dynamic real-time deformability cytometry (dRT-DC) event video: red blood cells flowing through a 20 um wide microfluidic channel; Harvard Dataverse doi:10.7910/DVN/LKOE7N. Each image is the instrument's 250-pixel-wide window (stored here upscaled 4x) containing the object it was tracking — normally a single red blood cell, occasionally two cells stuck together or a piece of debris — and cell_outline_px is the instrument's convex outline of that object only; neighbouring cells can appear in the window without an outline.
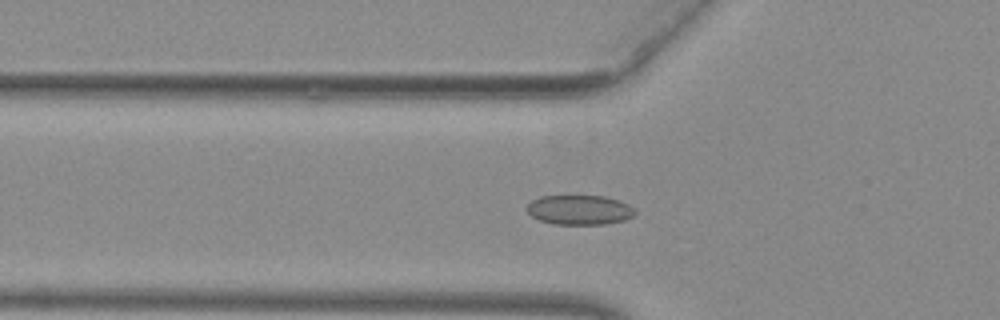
{"species": "common noctule bat (a hibernating species)", "species_latin": "Nyctalus noctula", "temperature_condition": "warm", "stored_images_in_passage": 44, "camera_frame_rate_fps": 3000, "um_per_image_px": 0.085, "animal": {"sex": "female", "body_mass_g": 29.2, "forearm_length_mm": 56.3}, "frame": {"image": 1, "passage_image": 9, "time_ms": 2.667, "image_size_px": [1000, 320], "cell_outline_px": [[636, 212], [632, 216], [624, 220], [604, 224], [552, 224], [540, 220], [532, 216], [524, 208], [532, 200], [540, 196], [604, 196], [620, 200], [628, 204]], "centroid_in_image_um": [49.23, 17.83], "position_along_channel_um": 76.6, "area_um2": 18.67}}
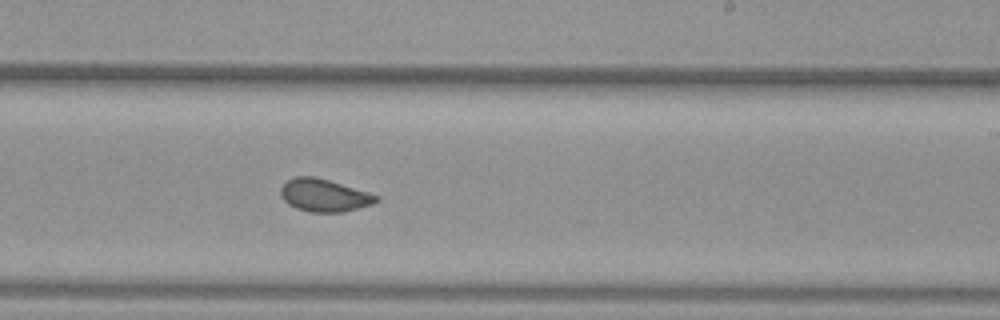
{"frame": {"image": 2, "passage_image": 23, "time_ms": 7.333, "image_size_px": [1000, 320], "cell_outline_px": [[380, 200], [372, 204], [340, 212], [312, 212], [296, 208], [288, 204], [280, 196], [280, 188], [288, 180], [296, 176], [312, 176], [328, 180], [368, 192], [380, 196]], "centroid_in_image_um": [27.54, 16.6], "position_along_channel_um": 261.5, "area_um2": 17.98}}
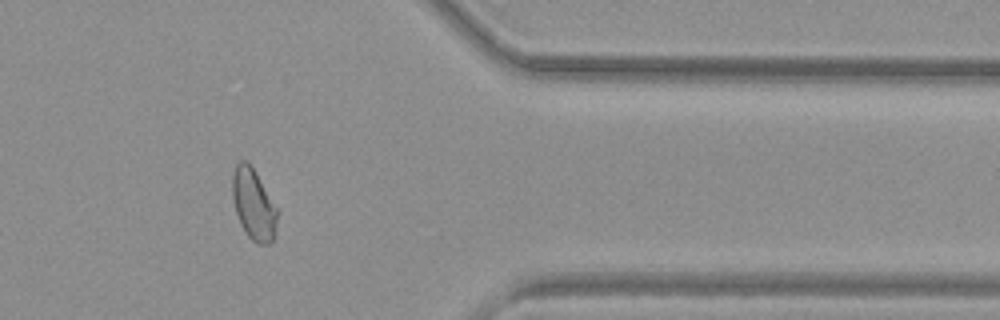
{"frame": {"image": 3, "passage_image": 34, "time_ms": 11.0, "image_size_px": [1000, 320], "cell_outline_px": [[276, 236], [268, 244], [256, 244], [248, 236], [240, 224], [236, 212], [232, 196], [232, 172], [236, 164], [240, 160], [248, 160], [256, 172], [276, 208]], "centroid_in_image_um": [21.52, 17.36], "position_along_channel_um": 389.9, "area_um2": 18.55}, "authors_computed_cell_mechanics": {"area_um2": 18.5538, "velocity_mm_per_s": 3.9521, "shape_relaxation_time_tau1_ms": 7.3298, "shape_relaxation_time_tau2_ms": 0.9262, "deformation_change_tau1": 0.1087, "deformation_change_tau2": 0.0665}}